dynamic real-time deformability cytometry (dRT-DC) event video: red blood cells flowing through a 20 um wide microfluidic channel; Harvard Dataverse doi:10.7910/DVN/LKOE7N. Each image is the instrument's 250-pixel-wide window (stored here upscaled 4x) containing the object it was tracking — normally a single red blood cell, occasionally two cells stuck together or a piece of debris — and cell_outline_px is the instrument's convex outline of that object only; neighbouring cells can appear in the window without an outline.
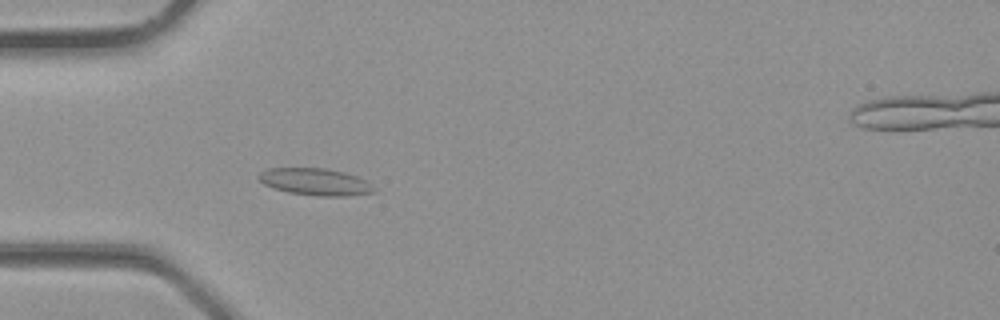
{"species": "common noctule bat (a hibernating species)", "species_latin": "Nyctalus noctula", "temperature_condition": "room temperature", "stored_images_in_passage": 35, "camera_frame_rate_fps": 3000, "um_per_image_px": 0.085, "animal": {"sex": "male", "body_mass_g": 23.1, "forearm_length_mm": 52.7}, "frame": {"image": 1, "passage_image": 11, "time_ms": 3.333, "image_size_px": [1000, 320], "cell_outline_px": [[376, 192], [344, 196], [320, 196], [288, 192], [264, 184], [256, 176], [260, 172], [268, 168], [324, 168], [344, 172], [368, 180], [372, 184]], "centroid_in_image_um": [26.82, 15.45], "position_along_channel_um": 58.2, "area_um2": 18.09}}
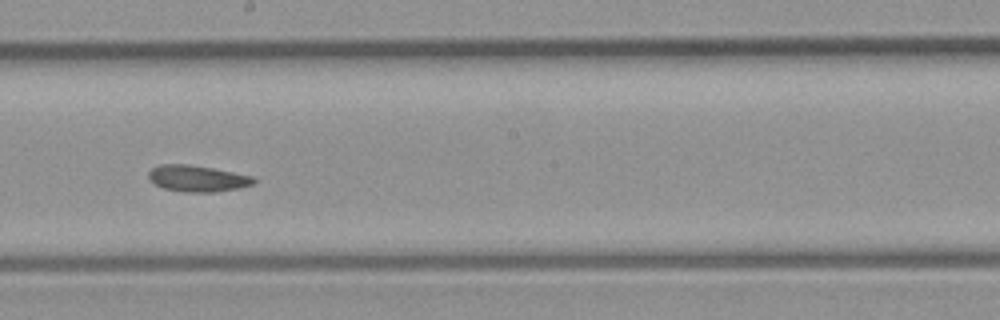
{"frame": {"image": 2, "passage_image": 20, "time_ms": 6.333, "image_size_px": [1000, 320], "cell_outline_px": [[256, 180], [252, 184], [240, 188], [216, 192], [184, 192], [164, 188], [156, 184], [148, 176], [148, 172], [152, 168], [160, 164], [188, 164], [212, 168], [252, 176]], "centroid_in_image_um": [16.78, 15.17], "position_along_channel_um": 231.4, "area_um2": 16.01}}
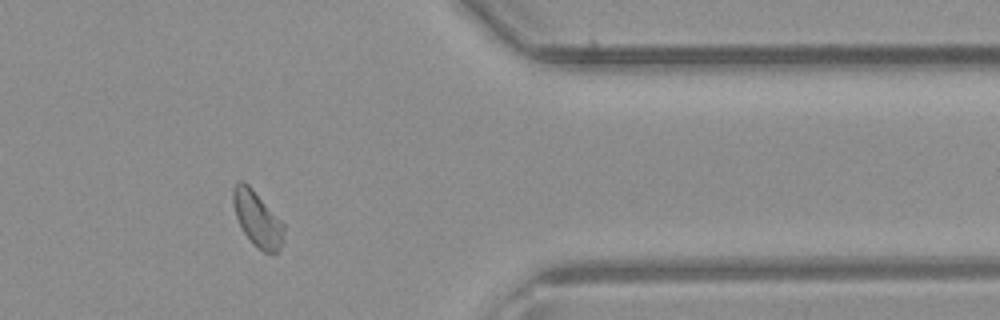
{"frame": {"image": 3, "passage_image": 29, "time_ms": 9.333, "image_size_px": [1000, 320], "cell_outline_px": [[284, 240], [280, 248], [276, 252], [264, 252], [252, 244], [244, 232], [236, 216], [232, 200], [232, 188], [236, 180], [244, 180], [252, 188], [284, 224]], "centroid_in_image_um": [21.85, 18.57], "position_along_channel_um": 389.5, "area_um2": 16.36}}